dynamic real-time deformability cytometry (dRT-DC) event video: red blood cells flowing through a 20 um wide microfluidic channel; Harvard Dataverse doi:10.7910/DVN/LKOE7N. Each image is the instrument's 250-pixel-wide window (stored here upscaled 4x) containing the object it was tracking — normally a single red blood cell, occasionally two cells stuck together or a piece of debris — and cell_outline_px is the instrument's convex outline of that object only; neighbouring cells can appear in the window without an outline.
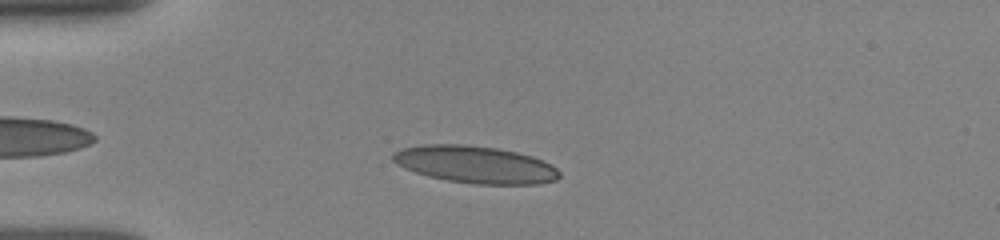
{"species": "human", "species_latin": "Homo sapiens", "temperature_condition": "room temperature", "stored_images_in_passage": 45, "camera_frame_rate_fps": 3000, "um_per_image_px": 0.085, "donor": {"sex": "female"}, "frame": {"image": 1, "passage_image": 7, "time_ms": 2.0, "image_size_px": [1000, 240], "cell_outline_px": [[560, 176], [556, 180], [540, 184], [476, 184], [448, 180], [428, 176], [404, 168], [396, 164], [392, 160], [392, 152], [404, 148], [424, 144], [464, 144], [496, 148], [516, 152], [532, 156], [552, 164], [560, 172]], "centroid_in_image_um": [40.4, 13.98], "position_along_channel_um": 44.6, "area_um2": 36.13}}
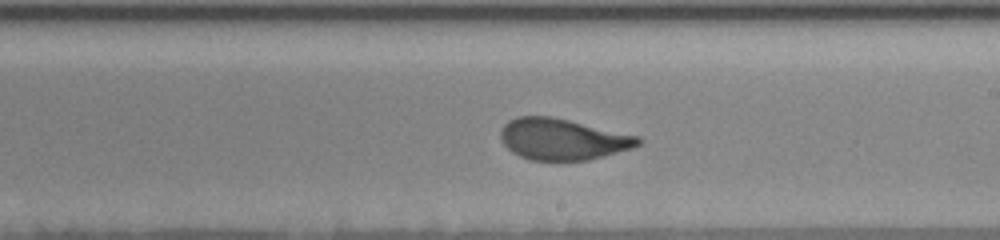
{"frame": {"image": 2, "passage_image": 24, "time_ms": 7.667, "image_size_px": [1000, 240], "cell_outline_px": [[644, 140], [640, 144], [632, 148], [588, 160], [532, 160], [520, 156], [512, 152], [504, 144], [500, 136], [500, 128], [508, 120], [516, 116], [552, 116], [640, 136]], "centroid_in_image_um": [47.82, 11.82], "position_along_channel_um": 241.2, "area_um2": 33.18}}
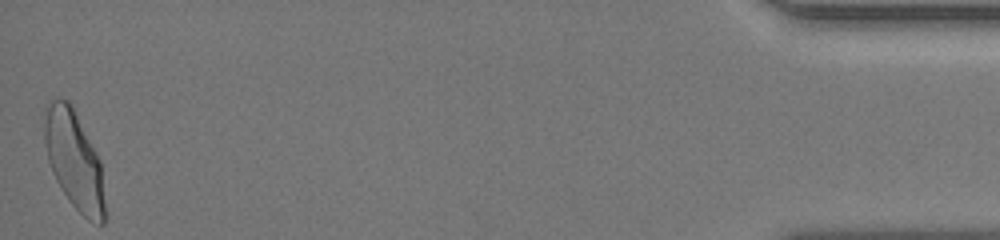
{"frame": {"image": 3, "passage_image": 45, "time_ms": 14.667, "image_size_px": [1000, 240], "cell_outline_px": [[104, 224], [100, 224], [88, 220], [68, 200], [56, 180], [52, 172], [48, 160], [44, 140], [44, 108], [56, 96], [68, 100], [72, 104], [100, 160], [104, 200]], "centroid_in_image_um": [6.27, 13.55], "position_along_channel_um": 428.9, "area_um2": 34.56}, "authors_computed_cell_mechanics": {"area_um2": 33.6974, "velocity_mm_per_s": 3.8845, "shape_relaxation_time_tau1_ms": 4.7481, "shape_relaxation_time_tau2_ms": 0.7835, "deformation_change_tau1": 0.1767, "deformation_change_tau2": 0.063}}